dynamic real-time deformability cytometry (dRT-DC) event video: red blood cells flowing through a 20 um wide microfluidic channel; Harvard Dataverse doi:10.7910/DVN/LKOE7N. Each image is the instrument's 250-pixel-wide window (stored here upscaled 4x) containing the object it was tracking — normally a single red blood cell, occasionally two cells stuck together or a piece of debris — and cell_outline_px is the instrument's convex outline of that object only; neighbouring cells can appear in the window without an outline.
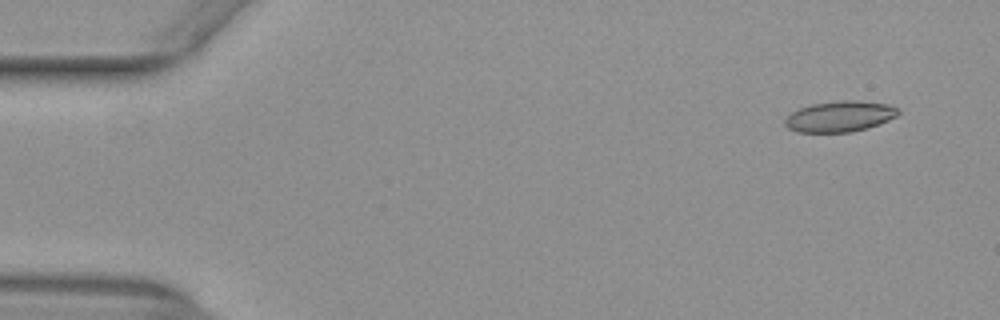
{"species": "common noctule bat (a hibernating species)", "species_latin": "Nyctalus noctula", "temperature_condition": "warm", "stored_images_in_passage": 50, "camera_frame_rate_fps": 3000, "um_per_image_px": 0.085, "animal": {"sex": "female", "body_mass_g": 29.2, "forearm_length_mm": 56.3}, "frame": {"image": 1, "passage_image": 1, "time_ms": 0.0, "image_size_px": [1000, 320], "cell_outline_px": [[900, 112], [896, 116], [880, 124], [868, 128], [852, 132], [796, 132], [788, 128], [784, 124], [784, 120], [792, 112], [800, 108], [812, 104], [844, 100], [856, 100], [888, 104], [896, 108]], "centroid_in_image_um": [71.38, 9.9], "position_along_channel_um": 13.6, "area_um2": 20.29}}
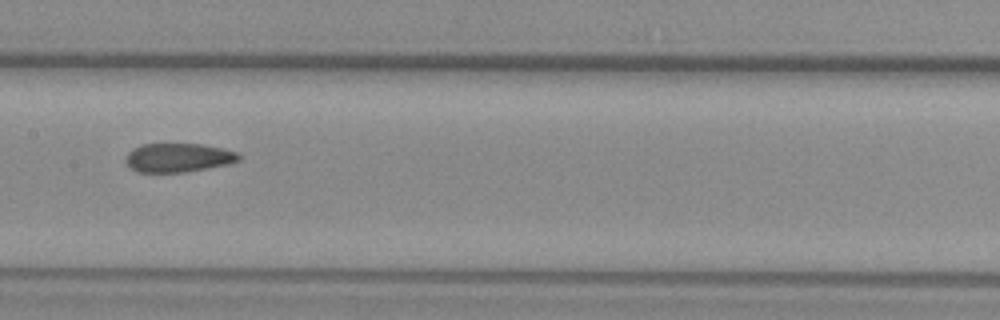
{"frame": {"image": 2, "passage_image": 24, "time_ms": 7.667, "image_size_px": [1000, 320], "cell_outline_px": [[240, 160], [228, 164], [184, 172], [136, 172], [124, 160], [128, 152], [132, 148], [140, 144], [200, 144], [220, 148], [236, 152], [240, 156]], "centroid_in_image_um": [15.11, 13.4], "position_along_channel_um": 192.3, "area_um2": 18.9}}
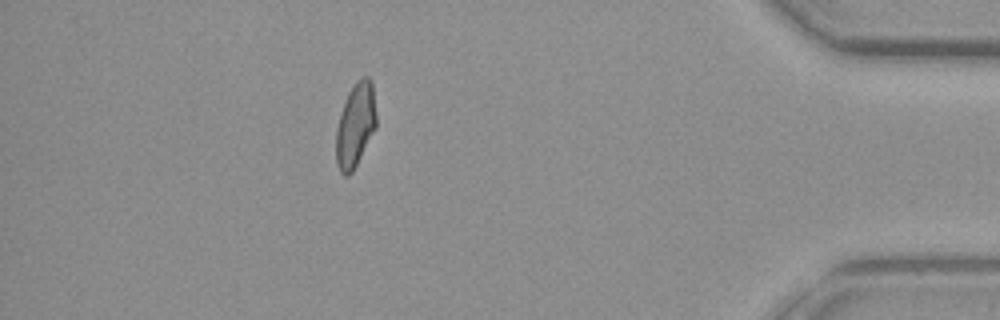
{"frame": {"image": 3, "passage_image": 44, "time_ms": 14.333, "image_size_px": [1000, 320], "cell_outline_px": [[376, 128], [352, 172], [348, 176], [344, 176], [340, 172], [336, 164], [336, 128], [340, 112], [344, 100], [352, 84], [356, 80], [364, 76], [368, 76], [372, 80], [376, 112]], "centroid_in_image_um": [30.2, 10.6], "position_along_channel_um": 405.0, "area_um2": 20.06}, "authors_computed_cell_mechanics": {"area_um2": 20.0566, "velocity_mm_per_s": 3.9554, "shape_relaxation_time_tau1_ms": null, "shape_relaxation_time_tau2_ms": 2.3085, "deformation_change_tau1": null, "deformation_change_tau2": 0.0877}}